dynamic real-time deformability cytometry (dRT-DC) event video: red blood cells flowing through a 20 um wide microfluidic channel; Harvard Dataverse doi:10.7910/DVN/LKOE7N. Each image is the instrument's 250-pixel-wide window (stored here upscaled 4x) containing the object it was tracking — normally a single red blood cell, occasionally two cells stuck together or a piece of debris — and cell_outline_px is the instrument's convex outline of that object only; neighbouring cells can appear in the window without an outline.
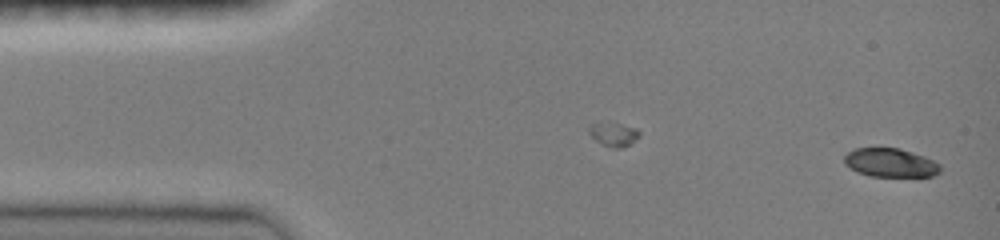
{"species": "common noctule bat (a hibernating species)", "species_latin": "Nyctalus noctula", "temperature_condition": "room temperature", "stored_images_in_passage": 41, "camera_frame_rate_fps": 3000, "um_per_image_px": 0.085, "animal": {"sex": "female", "body_mass_g": 19.0, "forearm_length_mm": 51.5}, "frame": {"image": 1, "passage_image": 1, "time_ms": 0.0, "image_size_px": [1000, 240], "cell_outline_px": [[940, 172], [932, 176], [872, 176], [856, 172], [844, 164], [844, 156], [848, 152], [856, 148], [900, 148], [924, 156], [940, 164]], "centroid_in_image_um": [75.67, 13.83], "position_along_channel_um": 9.3, "area_um2": 16.01}}
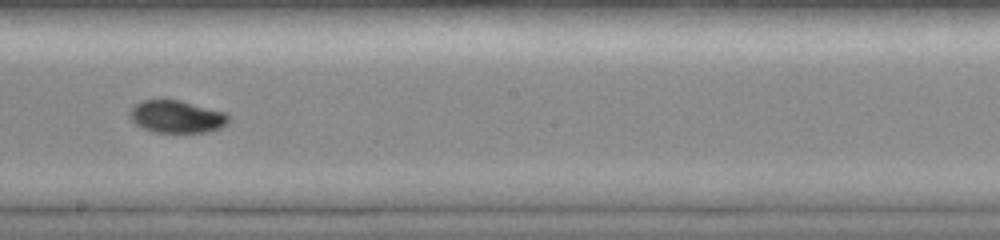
{"frame": {"image": 2, "passage_image": 26, "time_ms": 8.333, "image_size_px": [1000, 240], "cell_outline_px": [[228, 124], [220, 128], [208, 132], [156, 132], [144, 128], [136, 124], [128, 116], [128, 112], [140, 100], [164, 96], [228, 112]], "centroid_in_image_um": [15.01, 9.86], "position_along_channel_um": 233.2, "area_um2": 19.36}}
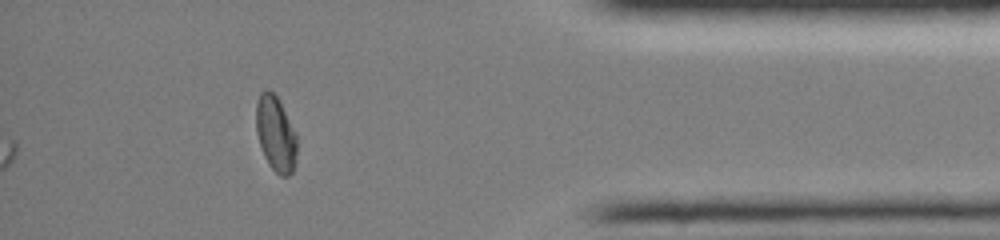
{"frame": {"image": 3, "passage_image": 41, "time_ms": 13.333, "image_size_px": [1000, 240], "cell_outline_px": [[296, 156], [292, 172], [288, 176], [280, 176], [268, 164], [264, 156], [256, 132], [256, 100], [260, 92], [264, 88], [268, 88], [276, 96], [296, 132]], "centroid_in_image_um": [23.41, 11.35], "position_along_channel_um": 411.8, "area_um2": 17.92}, "authors_computed_cell_mechanics": {"area_um2": 18.3804, "velocity_mm_per_s": 4.0452, "shape_relaxation_time_tau1_ms": 3.1308, "shape_relaxation_time_tau2_ms": 5.1189, "deformation_change_tau1": 0.1611, "deformation_change_tau2": 0.0381}}